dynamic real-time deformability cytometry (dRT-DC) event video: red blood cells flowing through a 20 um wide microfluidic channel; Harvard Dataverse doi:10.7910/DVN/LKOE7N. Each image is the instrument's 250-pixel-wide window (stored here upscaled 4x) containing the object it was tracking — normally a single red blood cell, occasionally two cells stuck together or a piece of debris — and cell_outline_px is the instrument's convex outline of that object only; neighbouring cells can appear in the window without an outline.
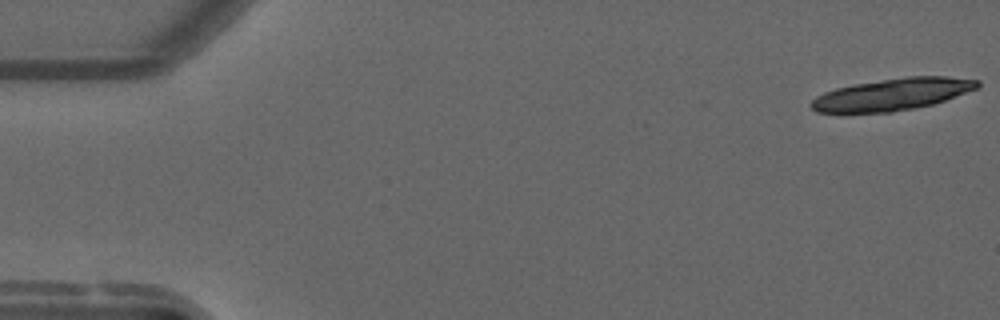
{"species": "common noctule bat (a hibernating species)", "species_latin": "Nyctalus noctula", "temperature_condition": "warm", "stored_images_in_passage": 18, "camera_frame_rate_fps": 3000, "um_per_image_px": 0.085, "animal": {"sex": "male", "forearm_length_mm": 52.5}, "frame": {"image": 1, "passage_image": 1, "time_ms": 0.0, "image_size_px": [1000, 320], "cell_outline_px": [[980, 88], [932, 104], [916, 108], [892, 112], [816, 112], [808, 104], [816, 96], [824, 92], [836, 88], [856, 84], [904, 76], [948, 76], [980, 80]], "centroid_in_image_um": [75.89, 8.01], "position_along_channel_um": 9.1, "area_um2": 30.98}}
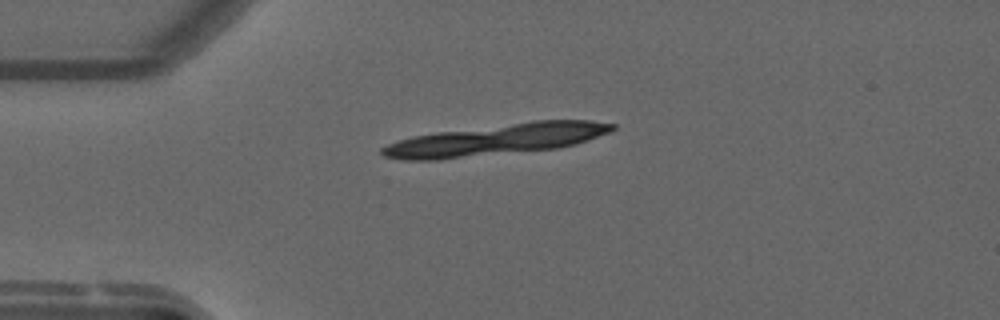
{"frame": {"image": 2, "passage_image": 13, "time_ms": 4.0, "image_size_px": [1000, 320], "cell_outline_px": [[616, 128], [612, 132], [576, 144], [560, 148], [440, 160], [400, 160], [384, 156], [380, 152], [380, 148], [388, 144], [412, 136], [436, 132], [532, 120], [592, 120], [616, 124]], "centroid_in_image_um": [42.21, 11.87], "position_along_channel_um": 42.8, "area_um2": 42.48}}